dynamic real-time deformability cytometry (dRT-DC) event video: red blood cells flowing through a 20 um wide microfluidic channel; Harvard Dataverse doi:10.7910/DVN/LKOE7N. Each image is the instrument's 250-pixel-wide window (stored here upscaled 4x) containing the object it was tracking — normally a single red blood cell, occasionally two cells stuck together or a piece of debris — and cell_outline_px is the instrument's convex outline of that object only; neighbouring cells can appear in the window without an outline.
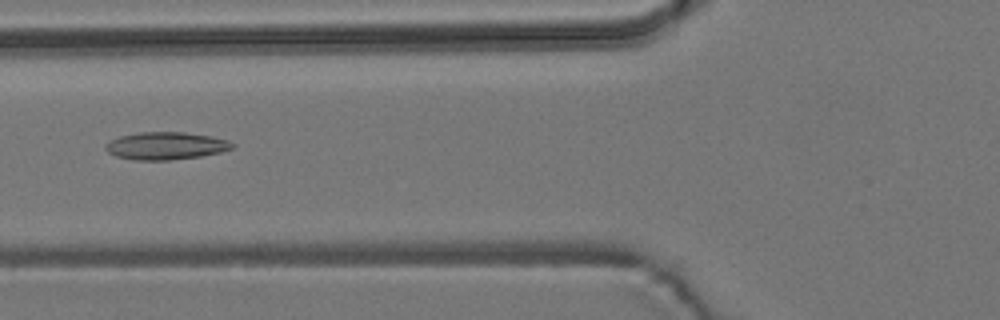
{"species": "common noctule bat (a hibernating species)", "species_latin": "Nyctalus noctula", "temperature_condition": "room temperature", "stored_images_in_passage": 32, "camera_frame_rate_fps": 3000, "um_per_image_px": 0.085, "animal": {"sex": "male", "body_mass_g": 19.2, "forearm_length_mm": 51.8}, "frame": {"image": 1, "passage_image": 4, "time_ms": 1.0, "image_size_px": [1000, 320], "cell_outline_px": [[236, 144], [232, 148], [220, 152], [200, 156], [168, 160], [132, 160], [116, 156], [108, 152], [104, 148], [104, 144], [120, 136], [140, 132], [184, 132], [212, 136], [228, 140]], "centroid_in_image_um": [14.09, 12.39], "position_along_channel_um": 111.7, "area_um2": 20.35}}
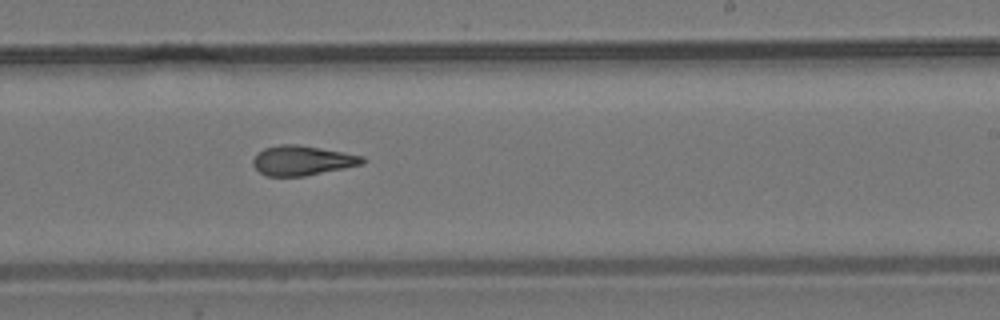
{"frame": {"image": 2, "passage_image": 16, "time_ms": 5.0, "image_size_px": [1000, 320], "cell_outline_px": [[364, 164], [304, 176], [264, 176], [252, 164], [252, 160], [256, 152], [264, 148], [280, 144], [296, 144], [320, 148], [364, 156]], "centroid_in_image_um": [25.65, 13.64], "position_along_channel_um": 263.4, "area_um2": 18.96}}
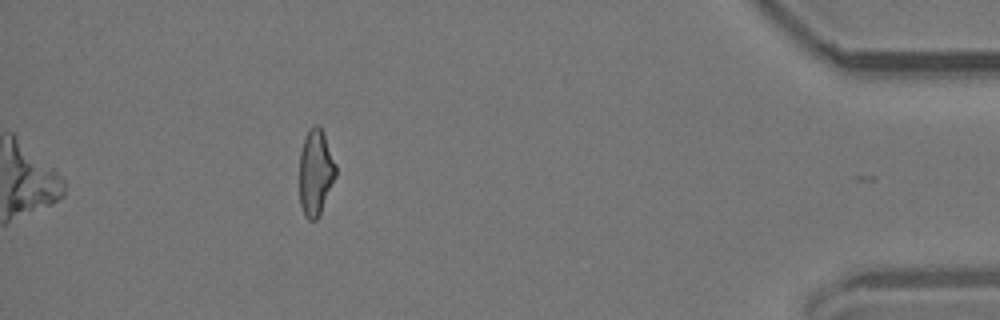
{"frame": {"image": 3, "passage_image": 32, "time_ms": 10.333, "image_size_px": [1000, 320], "cell_outline_px": [[336, 176], [320, 212], [316, 220], [308, 220], [304, 216], [300, 204], [300, 152], [304, 136], [308, 128], [312, 124], [320, 124], [324, 132], [336, 164]], "centroid_in_image_um": [26.82, 14.58], "position_along_channel_um": 408.4, "area_um2": 18.44}}